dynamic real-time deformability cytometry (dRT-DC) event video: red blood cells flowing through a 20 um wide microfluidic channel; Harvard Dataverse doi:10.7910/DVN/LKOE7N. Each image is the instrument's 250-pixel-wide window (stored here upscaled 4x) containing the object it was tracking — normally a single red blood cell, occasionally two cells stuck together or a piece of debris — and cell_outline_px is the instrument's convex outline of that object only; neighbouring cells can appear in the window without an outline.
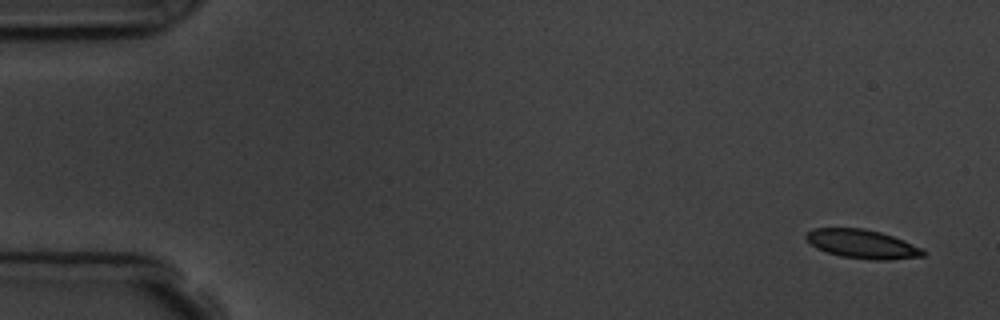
{"species": "common noctule bat (a hibernating species)", "species_latin": "Nyctalus noctula", "temperature_condition": "room temperature", "stored_images_in_passage": 6, "camera_frame_rate_fps": 3000, "um_per_image_px": 0.085, "animal": {"sex": "male", "body_mass_g": 19.5, "forearm_length_mm": 54.6}, "frame": {"image": 1, "passage_image": 1, "time_ms": 0.0, "image_size_px": [1000, 320], "cell_outline_px": [[928, 252], [924, 256], [888, 260], [868, 260], [840, 256], [816, 248], [804, 236], [812, 228], [864, 228], [880, 232], [892, 236], [924, 248]], "centroid_in_image_um": [73.33, 20.75], "position_along_channel_um": 11.7, "area_um2": 19.77}}